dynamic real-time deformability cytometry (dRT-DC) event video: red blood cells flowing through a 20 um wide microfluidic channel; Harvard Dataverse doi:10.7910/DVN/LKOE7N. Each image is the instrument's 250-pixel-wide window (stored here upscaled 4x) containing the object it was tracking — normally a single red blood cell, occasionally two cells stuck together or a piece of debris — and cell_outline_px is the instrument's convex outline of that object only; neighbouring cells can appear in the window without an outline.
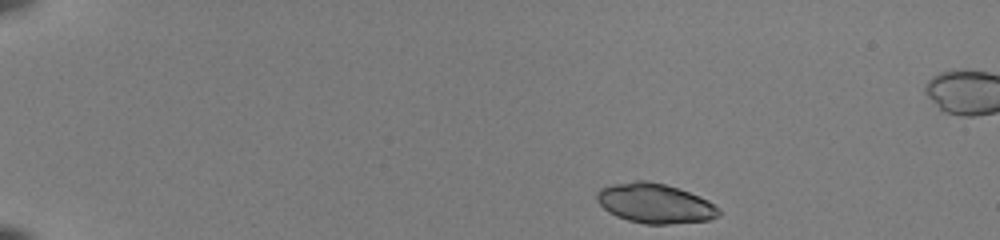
{"species": "common noctule bat (a hibernating species)", "species_latin": "Nyctalus noctula", "temperature_condition": "room temperature", "stored_images_in_passage": 44, "camera_frame_rate_fps": 3000, "um_per_image_px": 0.085, "animal": {"sex": "female", "body_mass_g": 22.0, "forearm_length_mm": 56.7}, "frame": {"image": 1, "passage_image": 1, "time_ms": 0.0, "image_size_px": [1000, 240], "cell_outline_px": [[720, 216], [708, 220], [668, 224], [644, 224], [628, 220], [616, 216], [608, 212], [596, 200], [596, 192], [600, 188], [612, 184], [636, 180], [648, 180], [664, 184], [688, 192], [708, 200], [720, 212]], "centroid_in_image_um": [55.62, 17.28], "position_along_channel_um": 29.4, "area_um2": 28.09}}